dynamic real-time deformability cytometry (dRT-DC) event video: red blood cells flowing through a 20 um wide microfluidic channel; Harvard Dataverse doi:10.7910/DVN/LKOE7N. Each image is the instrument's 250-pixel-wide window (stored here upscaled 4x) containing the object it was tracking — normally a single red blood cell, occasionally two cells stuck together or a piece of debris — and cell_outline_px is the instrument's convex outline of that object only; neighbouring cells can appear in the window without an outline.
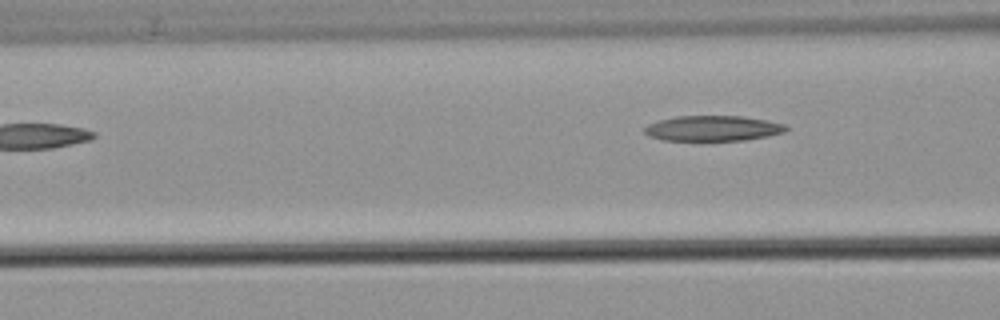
{"species": "common noctule bat (a hibernating species)", "species_latin": "Nyctalus noctula", "temperature_condition": "warm", "stored_images_in_passage": 5, "camera_frame_rate_fps": 3000, "um_per_image_px": 0.085, "animal": {"sex": "male", "body_mass_g": 21.5, "forearm_length_mm": 52.0}, "frame": {"image": 1, "passage_image": 5, "time_ms": 4.667, "image_size_px": [1000, 320], "cell_outline_px": [[788, 128], [784, 132], [768, 136], [744, 140], [664, 140], [648, 136], [644, 132], [644, 128], [648, 124], [660, 120], [676, 116], [744, 116], [768, 120], [784, 124]], "centroid_in_image_um": [60.6, 10.9], "position_along_channel_um": 106.0, "area_um2": 20.87}}